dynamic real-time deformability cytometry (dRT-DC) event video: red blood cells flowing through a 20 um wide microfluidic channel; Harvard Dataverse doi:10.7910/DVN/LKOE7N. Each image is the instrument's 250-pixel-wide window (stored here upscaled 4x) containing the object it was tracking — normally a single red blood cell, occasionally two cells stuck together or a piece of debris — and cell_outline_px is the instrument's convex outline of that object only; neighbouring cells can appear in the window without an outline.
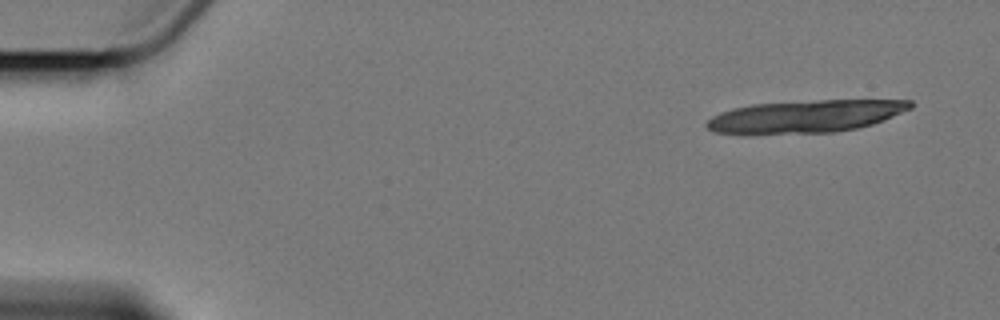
{"species": "Egyptian fruit bat (a non-hibernating species)", "species_latin": "Rousettus aegyptiacus", "temperature_condition": "cold", "stored_images_in_passage": 3, "camera_frame_rate_fps": 3000, "um_per_image_px": 0.085, "animal": {"sex": "female"}, "frame": {"image": 1, "passage_image": 1, "time_ms": 0.0, "image_size_px": [1000, 320], "cell_outline_px": [[912, 108], [884, 120], [872, 124], [856, 128], [832, 132], [712, 132], [704, 124], [712, 116], [720, 112], [732, 108], [752, 104], [820, 100], [912, 100]], "centroid_in_image_um": [68.52, 9.86], "position_along_channel_um": 16.5, "area_um2": 37.63}}